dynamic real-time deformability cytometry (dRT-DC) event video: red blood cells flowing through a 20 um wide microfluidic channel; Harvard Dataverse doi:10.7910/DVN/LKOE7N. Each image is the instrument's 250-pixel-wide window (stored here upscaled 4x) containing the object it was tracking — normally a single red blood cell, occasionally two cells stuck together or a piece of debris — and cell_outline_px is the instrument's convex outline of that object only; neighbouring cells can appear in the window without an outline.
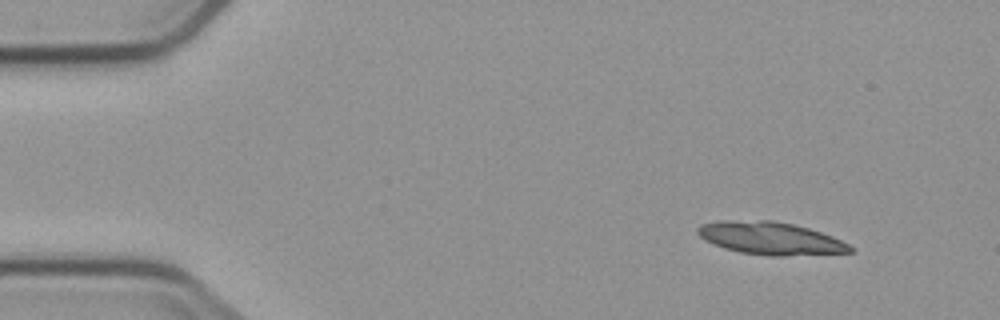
{"species": "common noctule bat (a hibernating species)", "species_latin": "Nyctalus noctula", "temperature_condition": "cold", "stored_images_in_passage": 4, "camera_frame_rate_fps": 3000, "um_per_image_px": 0.085, "animal": {"sex": "male", "body_mass_g": 23.1, "forearm_length_mm": 52.7}, "frame": {"image": 1, "passage_image": 1, "time_ms": 0.0, "image_size_px": [1000, 320], "cell_outline_px": [[856, 248], [852, 252], [784, 256], [772, 256], [740, 252], [724, 248], [704, 240], [696, 232], [696, 228], [700, 224], [720, 220], [772, 220], [792, 224], [808, 228], [832, 236]], "centroid_in_image_um": [65.46, 20.25], "position_along_channel_um": 19.5, "area_um2": 29.07}}
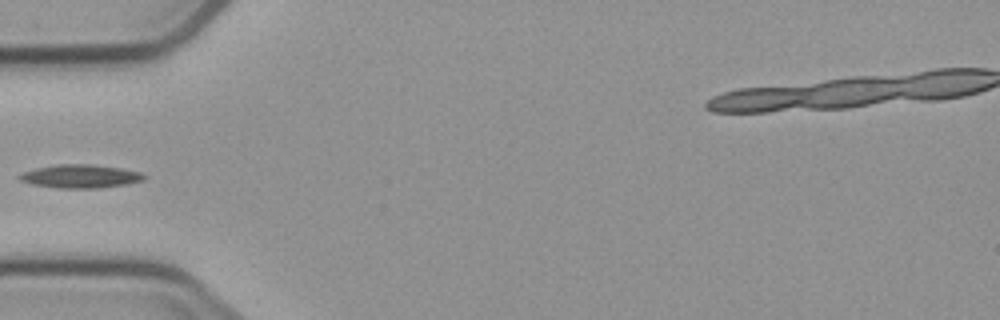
{"frame": {"image": 2, "passage_image": 4, "time_ms": 4.333, "image_size_px": [1000, 320], "cell_outline_px": [[148, 176], [144, 180], [128, 184], [100, 188], [56, 188], [32, 184], [20, 180], [16, 176], [24, 172], [36, 168], [56, 164], [92, 164], [120, 168], [140, 172]], "centroid_in_image_um": [6.85, 14.98], "position_along_channel_um": 78.2, "area_um2": 17.11}}